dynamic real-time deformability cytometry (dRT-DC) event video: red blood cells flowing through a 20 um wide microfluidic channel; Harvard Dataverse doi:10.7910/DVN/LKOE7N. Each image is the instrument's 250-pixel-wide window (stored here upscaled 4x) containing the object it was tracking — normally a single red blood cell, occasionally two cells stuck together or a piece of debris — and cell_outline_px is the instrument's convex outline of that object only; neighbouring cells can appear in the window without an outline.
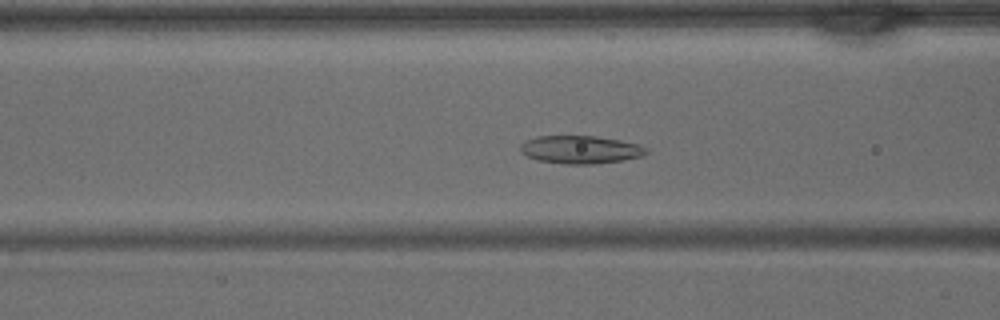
{"species": "common noctule bat (a hibernating species)", "species_latin": "Nyctalus noctula", "temperature_condition": "warm", "stored_images_in_passage": 41, "camera_frame_rate_fps": 3000, "um_per_image_px": 0.085, "animal": {"sex": "male", "body_mass_g": 15.6}, "frame": {"image": 1, "passage_image": 16, "time_ms": 5.0, "image_size_px": [1000, 320], "cell_outline_px": [[648, 152], [644, 156], [624, 160], [596, 164], [564, 164], [540, 160], [528, 156], [520, 152], [520, 144], [524, 140], [536, 136], [596, 136], [620, 140], [640, 144], [648, 148]], "centroid_in_image_um": [49.37, 12.71], "position_along_channel_um": 117.2, "area_um2": 20.75}}
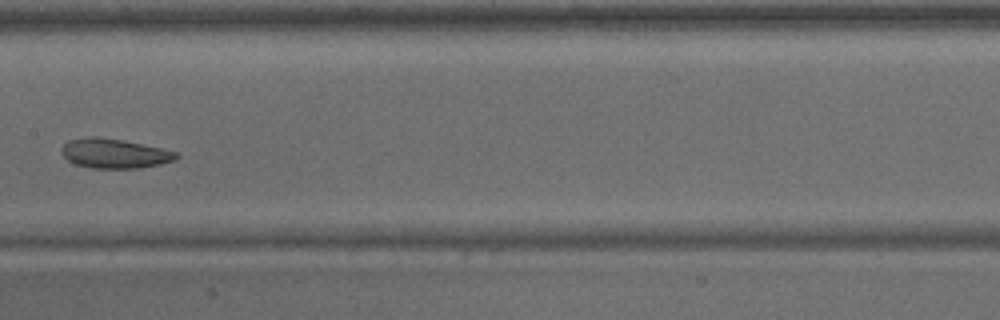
{"frame": {"image": 2, "passage_image": 21, "time_ms": 6.667, "image_size_px": [1000, 320], "cell_outline_px": [[180, 156], [176, 160], [160, 164], [140, 168], [88, 168], [76, 164], [68, 160], [60, 152], [60, 148], [68, 140], [88, 136], [96, 136], [120, 140], [164, 148], [180, 152]], "centroid_in_image_um": [9.75, 13.04], "position_along_channel_um": 197.6, "area_um2": 20.0}}
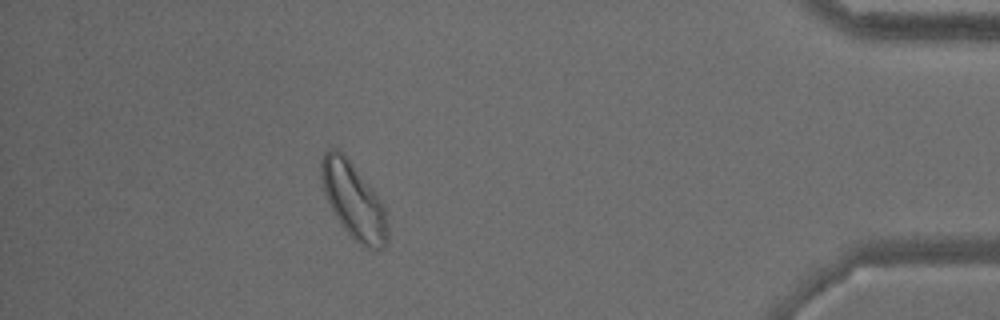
{"frame": {"image": 3, "passage_image": 37, "time_ms": 12.0, "image_size_px": [1000, 320], "cell_outline_px": [[388, 240], [384, 248], [368, 248], [360, 244], [344, 228], [336, 216], [324, 192], [320, 176], [320, 160], [324, 152], [328, 148], [336, 148], [344, 152], [372, 188], [380, 200], [384, 208], [388, 224]], "centroid_in_image_um": [30.04, 16.99], "position_along_channel_um": 405.2, "area_um2": 29.25}}